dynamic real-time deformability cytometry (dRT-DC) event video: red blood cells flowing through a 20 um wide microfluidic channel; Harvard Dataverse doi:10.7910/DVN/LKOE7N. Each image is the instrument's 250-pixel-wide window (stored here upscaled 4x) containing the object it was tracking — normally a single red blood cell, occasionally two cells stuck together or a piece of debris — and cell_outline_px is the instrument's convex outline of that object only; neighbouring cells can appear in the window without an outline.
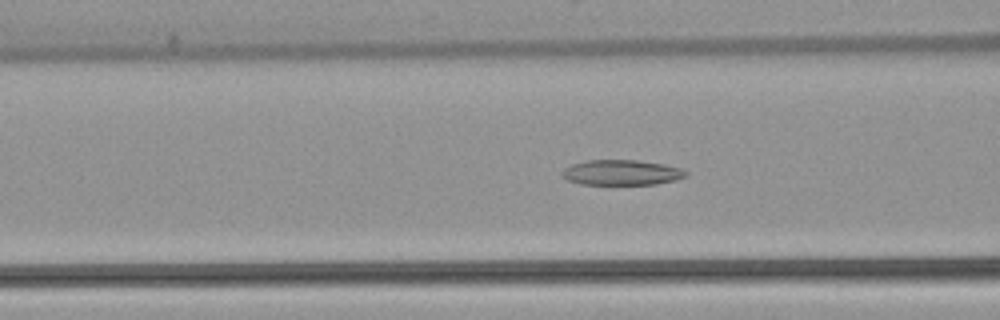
{"species": "common noctule bat (a hibernating species)", "species_latin": "Nyctalus noctula", "temperature_condition": "warm", "stored_images_in_passage": 46, "camera_frame_rate_fps": 3000, "um_per_image_px": 0.085, "animal": {"sex": "female", "body_mass_g": 22.7, "forearm_length_mm": 54.2}, "frame": {"image": 1, "passage_image": 20, "time_ms": 6.333, "image_size_px": [1000, 320], "cell_outline_px": [[688, 176], [676, 180], [656, 184], [580, 184], [568, 180], [560, 176], [560, 172], [564, 168], [572, 164], [588, 160], [636, 160], [664, 164], [684, 168], [688, 172]], "centroid_in_image_um": [52.86, 14.66], "position_along_channel_um": 113.7, "area_um2": 18.44}}
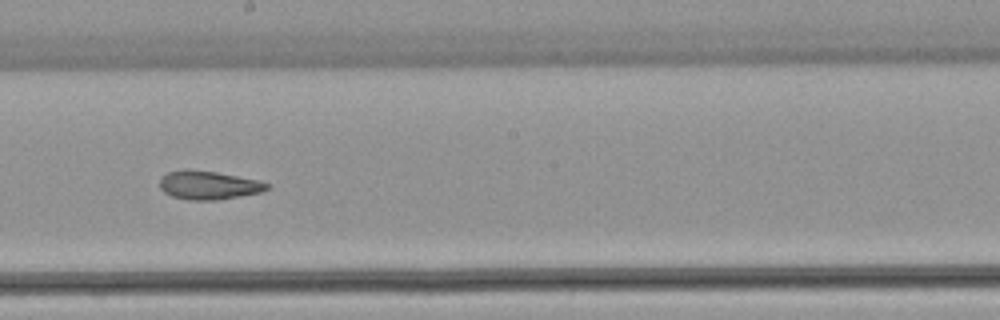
{"frame": {"image": 2, "passage_image": 29, "time_ms": 9.333, "image_size_px": [1000, 320], "cell_outline_px": [[268, 188], [260, 192], [216, 200], [188, 200], [172, 196], [164, 192], [160, 188], [160, 176], [168, 172], [184, 168], [188, 168], [216, 172], [256, 180], [268, 184]], "centroid_in_image_um": [17.63, 15.72], "position_along_channel_um": 230.6, "area_um2": 17.74}}
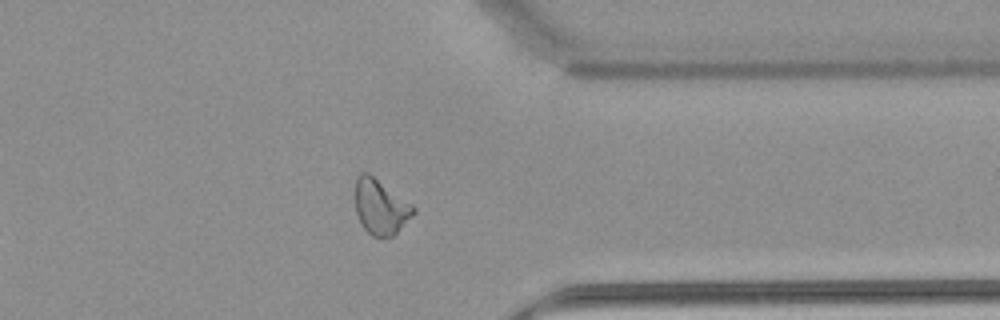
{"frame": {"image": 3, "passage_image": 41, "time_ms": 13.333, "image_size_px": [1000, 320], "cell_outline_px": [[416, 212], [392, 236], [372, 236], [360, 224], [356, 212], [356, 176], [360, 172], [368, 172], [412, 204], [416, 208]], "centroid_in_image_um": [32.34, 17.56], "position_along_channel_um": 379.1, "area_um2": 18.5}, "authors_computed_cell_mechanics": {"area_um2": 19.1896, "velocity_mm_per_s": 3.8952, "shape_relaxation_time_tau1_ms": null, "shape_relaxation_time_tau2_ms": 3.6823, "deformation_change_tau1": null, "deformation_change_tau2": 0.1206}}